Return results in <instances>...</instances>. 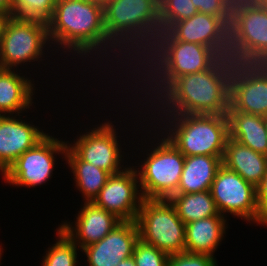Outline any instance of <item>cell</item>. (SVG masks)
Here are the masks:
<instances>
[{
	"instance_id": "6da1fadb",
	"label": "cell",
	"mask_w": 267,
	"mask_h": 266,
	"mask_svg": "<svg viewBox=\"0 0 267 266\" xmlns=\"http://www.w3.org/2000/svg\"><path fill=\"white\" fill-rule=\"evenodd\" d=\"M47 25L49 38L80 54L102 45L114 46L109 42L104 26V5L95 1L57 0Z\"/></svg>"
},
{
	"instance_id": "7a4b0ae2",
	"label": "cell",
	"mask_w": 267,
	"mask_h": 266,
	"mask_svg": "<svg viewBox=\"0 0 267 266\" xmlns=\"http://www.w3.org/2000/svg\"><path fill=\"white\" fill-rule=\"evenodd\" d=\"M104 26L110 43L120 47V43L132 42V47L136 44L146 53L162 31L159 0H109L104 5Z\"/></svg>"
},
{
	"instance_id": "3957f363",
	"label": "cell",
	"mask_w": 267,
	"mask_h": 266,
	"mask_svg": "<svg viewBox=\"0 0 267 266\" xmlns=\"http://www.w3.org/2000/svg\"><path fill=\"white\" fill-rule=\"evenodd\" d=\"M172 115H174L173 121L178 122L177 124L175 122L176 129L173 128L167 139L185 157L197 155L223 157L229 138L227 115L174 113Z\"/></svg>"
},
{
	"instance_id": "277c9868",
	"label": "cell",
	"mask_w": 267,
	"mask_h": 266,
	"mask_svg": "<svg viewBox=\"0 0 267 266\" xmlns=\"http://www.w3.org/2000/svg\"><path fill=\"white\" fill-rule=\"evenodd\" d=\"M150 47V49L147 48L146 53H151V55H147V58L151 59L148 61L149 63L152 62V67L156 64L158 67L155 65V72L158 71L157 73L162 75L159 76L161 79L160 81L157 82L154 79L152 81H155V84L158 83L157 86H161V90L163 89L162 91L176 78L201 72L212 66V58L214 55L210 47L175 40L166 31H161ZM153 61L155 62L153 63ZM159 82H162L161 84L164 86L159 84Z\"/></svg>"
},
{
	"instance_id": "5b68a950",
	"label": "cell",
	"mask_w": 267,
	"mask_h": 266,
	"mask_svg": "<svg viewBox=\"0 0 267 266\" xmlns=\"http://www.w3.org/2000/svg\"><path fill=\"white\" fill-rule=\"evenodd\" d=\"M164 94L163 96L161 94ZM171 114L227 115L213 68L176 78L163 92ZM169 104V105H168ZM172 104V105H170ZM172 110V111H171Z\"/></svg>"
},
{
	"instance_id": "8992f818",
	"label": "cell",
	"mask_w": 267,
	"mask_h": 266,
	"mask_svg": "<svg viewBox=\"0 0 267 266\" xmlns=\"http://www.w3.org/2000/svg\"><path fill=\"white\" fill-rule=\"evenodd\" d=\"M136 223L142 241L168 255L185 252V224L169 199H144Z\"/></svg>"
},
{
	"instance_id": "52a82bcc",
	"label": "cell",
	"mask_w": 267,
	"mask_h": 266,
	"mask_svg": "<svg viewBox=\"0 0 267 266\" xmlns=\"http://www.w3.org/2000/svg\"><path fill=\"white\" fill-rule=\"evenodd\" d=\"M185 156L165 137L137 171L144 199H169L177 193Z\"/></svg>"
},
{
	"instance_id": "ba28073f",
	"label": "cell",
	"mask_w": 267,
	"mask_h": 266,
	"mask_svg": "<svg viewBox=\"0 0 267 266\" xmlns=\"http://www.w3.org/2000/svg\"><path fill=\"white\" fill-rule=\"evenodd\" d=\"M47 23L7 17L0 35V68L11 69L16 64L40 58L48 41Z\"/></svg>"
},
{
	"instance_id": "9c48e42d",
	"label": "cell",
	"mask_w": 267,
	"mask_h": 266,
	"mask_svg": "<svg viewBox=\"0 0 267 266\" xmlns=\"http://www.w3.org/2000/svg\"><path fill=\"white\" fill-rule=\"evenodd\" d=\"M210 192L219 214L230 212L234 216L258 222L256 187L237 172L222 165L211 184Z\"/></svg>"
},
{
	"instance_id": "30bf717a",
	"label": "cell",
	"mask_w": 267,
	"mask_h": 266,
	"mask_svg": "<svg viewBox=\"0 0 267 266\" xmlns=\"http://www.w3.org/2000/svg\"><path fill=\"white\" fill-rule=\"evenodd\" d=\"M67 144L46 135L34 147L25 151L4 173L7 182L15 185L37 186L44 183L54 167V153H66Z\"/></svg>"
},
{
	"instance_id": "8fae6325",
	"label": "cell",
	"mask_w": 267,
	"mask_h": 266,
	"mask_svg": "<svg viewBox=\"0 0 267 266\" xmlns=\"http://www.w3.org/2000/svg\"><path fill=\"white\" fill-rule=\"evenodd\" d=\"M137 176V170L133 168L111 175L92 202L122 221H136L144 200L142 194L137 196Z\"/></svg>"
},
{
	"instance_id": "7c38bea8",
	"label": "cell",
	"mask_w": 267,
	"mask_h": 266,
	"mask_svg": "<svg viewBox=\"0 0 267 266\" xmlns=\"http://www.w3.org/2000/svg\"><path fill=\"white\" fill-rule=\"evenodd\" d=\"M116 131L111 124L95 128L88 134H84L69 148L84 162L105 170L111 175L120 173L121 156L116 139Z\"/></svg>"
},
{
	"instance_id": "4fadbf2b",
	"label": "cell",
	"mask_w": 267,
	"mask_h": 266,
	"mask_svg": "<svg viewBox=\"0 0 267 266\" xmlns=\"http://www.w3.org/2000/svg\"><path fill=\"white\" fill-rule=\"evenodd\" d=\"M138 239L136 221H122L103 239L84 247L83 251L90 266H116L133 255Z\"/></svg>"
},
{
	"instance_id": "5bb4252c",
	"label": "cell",
	"mask_w": 267,
	"mask_h": 266,
	"mask_svg": "<svg viewBox=\"0 0 267 266\" xmlns=\"http://www.w3.org/2000/svg\"><path fill=\"white\" fill-rule=\"evenodd\" d=\"M38 129L22 120L0 115V170L2 174L18 157L46 136Z\"/></svg>"
},
{
	"instance_id": "9a60e30c",
	"label": "cell",
	"mask_w": 267,
	"mask_h": 266,
	"mask_svg": "<svg viewBox=\"0 0 267 266\" xmlns=\"http://www.w3.org/2000/svg\"><path fill=\"white\" fill-rule=\"evenodd\" d=\"M211 67L221 89L222 103L229 110L238 102L241 88L256 74L255 57L226 58L213 56Z\"/></svg>"
},
{
	"instance_id": "2e32d148",
	"label": "cell",
	"mask_w": 267,
	"mask_h": 266,
	"mask_svg": "<svg viewBox=\"0 0 267 266\" xmlns=\"http://www.w3.org/2000/svg\"><path fill=\"white\" fill-rule=\"evenodd\" d=\"M121 222L122 220L113 213L95 205L93 202H86L77 217L75 230L67 223L61 225L60 228L73 242H77V238L82 241L78 242L80 243L78 247L83 249L103 239Z\"/></svg>"
},
{
	"instance_id": "e0dca14e",
	"label": "cell",
	"mask_w": 267,
	"mask_h": 266,
	"mask_svg": "<svg viewBox=\"0 0 267 266\" xmlns=\"http://www.w3.org/2000/svg\"><path fill=\"white\" fill-rule=\"evenodd\" d=\"M231 15L253 54H267V7L234 0Z\"/></svg>"
},
{
	"instance_id": "ac0fdd59",
	"label": "cell",
	"mask_w": 267,
	"mask_h": 266,
	"mask_svg": "<svg viewBox=\"0 0 267 266\" xmlns=\"http://www.w3.org/2000/svg\"><path fill=\"white\" fill-rule=\"evenodd\" d=\"M222 165L237 172L246 182L257 187L267 168V155L256 152L238 141L228 138Z\"/></svg>"
},
{
	"instance_id": "d6986e66",
	"label": "cell",
	"mask_w": 267,
	"mask_h": 266,
	"mask_svg": "<svg viewBox=\"0 0 267 266\" xmlns=\"http://www.w3.org/2000/svg\"><path fill=\"white\" fill-rule=\"evenodd\" d=\"M229 137L252 150L267 155V117L227 111Z\"/></svg>"
},
{
	"instance_id": "ffe728a7",
	"label": "cell",
	"mask_w": 267,
	"mask_h": 266,
	"mask_svg": "<svg viewBox=\"0 0 267 266\" xmlns=\"http://www.w3.org/2000/svg\"><path fill=\"white\" fill-rule=\"evenodd\" d=\"M223 157L197 155L185 157L176 194L208 191L222 166Z\"/></svg>"
},
{
	"instance_id": "44dd1931",
	"label": "cell",
	"mask_w": 267,
	"mask_h": 266,
	"mask_svg": "<svg viewBox=\"0 0 267 266\" xmlns=\"http://www.w3.org/2000/svg\"><path fill=\"white\" fill-rule=\"evenodd\" d=\"M224 214L185 224V252L213 256L225 233Z\"/></svg>"
},
{
	"instance_id": "7402d4cb",
	"label": "cell",
	"mask_w": 267,
	"mask_h": 266,
	"mask_svg": "<svg viewBox=\"0 0 267 266\" xmlns=\"http://www.w3.org/2000/svg\"><path fill=\"white\" fill-rule=\"evenodd\" d=\"M226 18L198 12L188 19L173 23L166 32L175 40L211 48L218 25Z\"/></svg>"
},
{
	"instance_id": "603a6c76",
	"label": "cell",
	"mask_w": 267,
	"mask_h": 266,
	"mask_svg": "<svg viewBox=\"0 0 267 266\" xmlns=\"http://www.w3.org/2000/svg\"><path fill=\"white\" fill-rule=\"evenodd\" d=\"M30 80L11 69L0 68V115L29 108L33 94Z\"/></svg>"
},
{
	"instance_id": "cb8c5ba5",
	"label": "cell",
	"mask_w": 267,
	"mask_h": 266,
	"mask_svg": "<svg viewBox=\"0 0 267 266\" xmlns=\"http://www.w3.org/2000/svg\"><path fill=\"white\" fill-rule=\"evenodd\" d=\"M210 49L217 57H255L247 40L241 34L238 22L232 15L219 23Z\"/></svg>"
},
{
	"instance_id": "d4e9b609",
	"label": "cell",
	"mask_w": 267,
	"mask_h": 266,
	"mask_svg": "<svg viewBox=\"0 0 267 266\" xmlns=\"http://www.w3.org/2000/svg\"><path fill=\"white\" fill-rule=\"evenodd\" d=\"M65 156L70 165L76 181V186L80 188L85 196V202H92L100 190L105 186L111 176L103 169L95 167L93 164L82 161L70 148L67 147Z\"/></svg>"
},
{
	"instance_id": "484cf974",
	"label": "cell",
	"mask_w": 267,
	"mask_h": 266,
	"mask_svg": "<svg viewBox=\"0 0 267 266\" xmlns=\"http://www.w3.org/2000/svg\"><path fill=\"white\" fill-rule=\"evenodd\" d=\"M184 224L219 214L210 190L173 194L169 198Z\"/></svg>"
},
{
	"instance_id": "4316f807",
	"label": "cell",
	"mask_w": 267,
	"mask_h": 266,
	"mask_svg": "<svg viewBox=\"0 0 267 266\" xmlns=\"http://www.w3.org/2000/svg\"><path fill=\"white\" fill-rule=\"evenodd\" d=\"M228 111H241L267 117V79L255 74L241 88L238 102Z\"/></svg>"
},
{
	"instance_id": "83f0119b",
	"label": "cell",
	"mask_w": 267,
	"mask_h": 266,
	"mask_svg": "<svg viewBox=\"0 0 267 266\" xmlns=\"http://www.w3.org/2000/svg\"><path fill=\"white\" fill-rule=\"evenodd\" d=\"M57 0H12V16L48 23Z\"/></svg>"
},
{
	"instance_id": "f1b7e54d",
	"label": "cell",
	"mask_w": 267,
	"mask_h": 266,
	"mask_svg": "<svg viewBox=\"0 0 267 266\" xmlns=\"http://www.w3.org/2000/svg\"><path fill=\"white\" fill-rule=\"evenodd\" d=\"M59 239L57 243L49 249L46 254L43 266H76V242L62 231L58 229Z\"/></svg>"
},
{
	"instance_id": "f546056e",
	"label": "cell",
	"mask_w": 267,
	"mask_h": 266,
	"mask_svg": "<svg viewBox=\"0 0 267 266\" xmlns=\"http://www.w3.org/2000/svg\"><path fill=\"white\" fill-rule=\"evenodd\" d=\"M160 26L166 31L173 23L188 19L198 13L192 0H159Z\"/></svg>"
},
{
	"instance_id": "4dcf8cb0",
	"label": "cell",
	"mask_w": 267,
	"mask_h": 266,
	"mask_svg": "<svg viewBox=\"0 0 267 266\" xmlns=\"http://www.w3.org/2000/svg\"><path fill=\"white\" fill-rule=\"evenodd\" d=\"M132 256L136 266H167L169 257L167 253L141 239H138Z\"/></svg>"
},
{
	"instance_id": "1f68e13d",
	"label": "cell",
	"mask_w": 267,
	"mask_h": 266,
	"mask_svg": "<svg viewBox=\"0 0 267 266\" xmlns=\"http://www.w3.org/2000/svg\"><path fill=\"white\" fill-rule=\"evenodd\" d=\"M214 256L182 252L169 255L167 266H216Z\"/></svg>"
},
{
	"instance_id": "d6a6232c",
	"label": "cell",
	"mask_w": 267,
	"mask_h": 266,
	"mask_svg": "<svg viewBox=\"0 0 267 266\" xmlns=\"http://www.w3.org/2000/svg\"><path fill=\"white\" fill-rule=\"evenodd\" d=\"M234 0H192L198 12L217 17H230Z\"/></svg>"
},
{
	"instance_id": "836d02e7",
	"label": "cell",
	"mask_w": 267,
	"mask_h": 266,
	"mask_svg": "<svg viewBox=\"0 0 267 266\" xmlns=\"http://www.w3.org/2000/svg\"><path fill=\"white\" fill-rule=\"evenodd\" d=\"M258 223L267 225V168L260 184L256 187Z\"/></svg>"
},
{
	"instance_id": "e575fe53",
	"label": "cell",
	"mask_w": 267,
	"mask_h": 266,
	"mask_svg": "<svg viewBox=\"0 0 267 266\" xmlns=\"http://www.w3.org/2000/svg\"><path fill=\"white\" fill-rule=\"evenodd\" d=\"M255 71L259 77L267 79V54L255 55Z\"/></svg>"
},
{
	"instance_id": "d590c367",
	"label": "cell",
	"mask_w": 267,
	"mask_h": 266,
	"mask_svg": "<svg viewBox=\"0 0 267 266\" xmlns=\"http://www.w3.org/2000/svg\"><path fill=\"white\" fill-rule=\"evenodd\" d=\"M0 16L4 18L12 16V0H0Z\"/></svg>"
},
{
	"instance_id": "8d00e7d4",
	"label": "cell",
	"mask_w": 267,
	"mask_h": 266,
	"mask_svg": "<svg viewBox=\"0 0 267 266\" xmlns=\"http://www.w3.org/2000/svg\"><path fill=\"white\" fill-rule=\"evenodd\" d=\"M116 266H136V262L133 256H130L124 259L123 261H120V263L117 264Z\"/></svg>"
},
{
	"instance_id": "74e56055",
	"label": "cell",
	"mask_w": 267,
	"mask_h": 266,
	"mask_svg": "<svg viewBox=\"0 0 267 266\" xmlns=\"http://www.w3.org/2000/svg\"><path fill=\"white\" fill-rule=\"evenodd\" d=\"M244 1L254 5L267 7V0H244Z\"/></svg>"
},
{
	"instance_id": "f35d334b",
	"label": "cell",
	"mask_w": 267,
	"mask_h": 266,
	"mask_svg": "<svg viewBox=\"0 0 267 266\" xmlns=\"http://www.w3.org/2000/svg\"><path fill=\"white\" fill-rule=\"evenodd\" d=\"M89 1H95V2H98L102 5H105L109 0H89Z\"/></svg>"
},
{
	"instance_id": "ab89813d",
	"label": "cell",
	"mask_w": 267,
	"mask_h": 266,
	"mask_svg": "<svg viewBox=\"0 0 267 266\" xmlns=\"http://www.w3.org/2000/svg\"><path fill=\"white\" fill-rule=\"evenodd\" d=\"M4 19H5L4 17L0 16V35H1V29L4 23Z\"/></svg>"
}]
</instances>
